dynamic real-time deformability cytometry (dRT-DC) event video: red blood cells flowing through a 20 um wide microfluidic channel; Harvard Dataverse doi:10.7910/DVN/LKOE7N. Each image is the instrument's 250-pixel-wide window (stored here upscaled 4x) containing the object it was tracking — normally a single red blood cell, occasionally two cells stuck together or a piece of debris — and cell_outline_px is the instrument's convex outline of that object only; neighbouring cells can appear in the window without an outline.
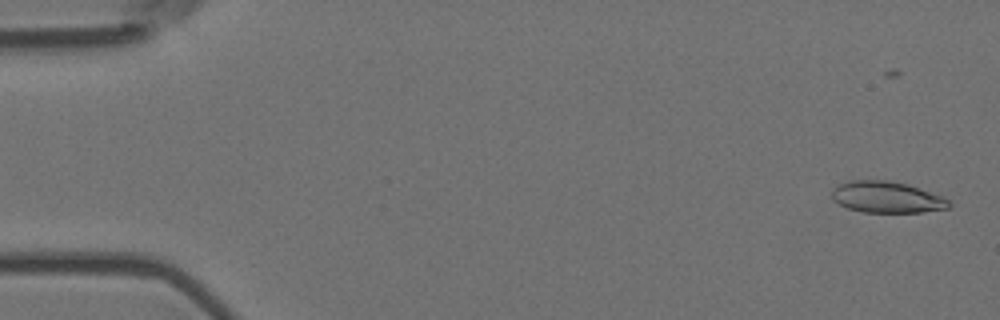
{"species": "Egyptian fruit bat (a non-hibernating species)", "species_latin": "Rousettus aegyptiacus", "temperature_condition": "room temperature", "stored_images_in_passage": 45, "camera_frame_rate_fps": 3000, "um_per_image_px": 0.085, "animal": {"sex": "female"}, "frame": {"image": 1, "passage_image": 3, "time_ms": 0.667, "image_size_px": [1000, 320], "cell_outline_px": [[952, 204], [948, 208], [920, 212], [864, 212], [848, 208], [832, 200], [832, 188], [836, 184], [848, 180], [888, 180], [908, 184], [944, 196]], "centroid_in_image_um": [75.36, 16.74], "position_along_channel_um": 9.6, "area_um2": 21.62}}
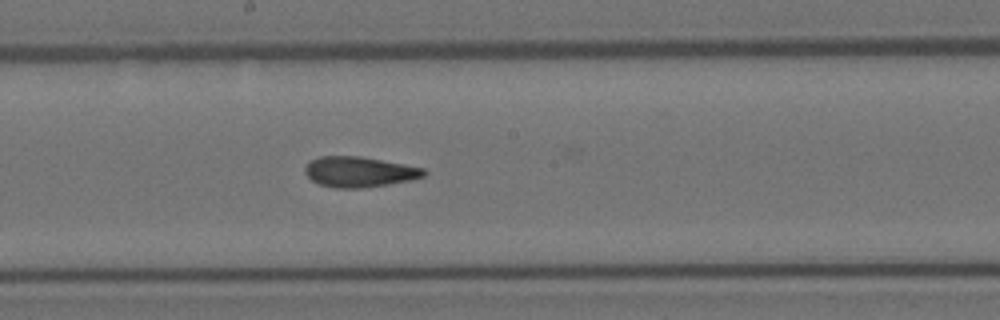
{"frame": {"image": 2, "passage_image": 31, "time_ms": 10.0, "image_size_px": [1000, 320], "cell_outline_px": [[428, 172], [424, 176], [412, 180], [388, 184], [360, 188], [336, 188], [320, 184], [312, 180], [304, 172], [304, 168], [312, 160], [320, 156], [360, 156], [404, 164], [424, 168]], "centroid_in_image_um": [30.56, 14.61], "position_along_channel_um": 217.6, "area_um2": 20.98}}
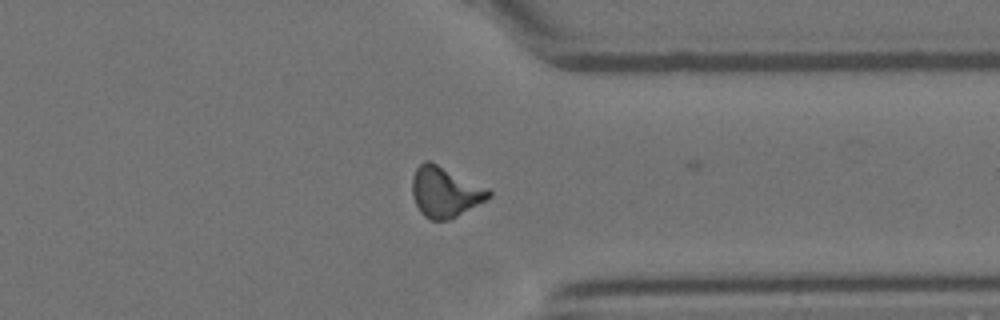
{"frame": {"image": 3, "passage_image": 44, "time_ms": 14.333, "image_size_px": [1000, 320], "cell_outline_px": [[492, 196], [456, 216], [448, 220], [432, 220], [424, 216], [420, 212], [412, 196], [412, 176], [416, 168], [424, 160], [428, 160], [488, 188], [492, 192]], "centroid_in_image_um": [37.8, 16.31], "position_along_channel_um": 373.6, "area_um2": 22.2}, "authors_computed_cell_mechanics": {"area_um2": 21.3282, "velocity_mm_per_s": 3.6765, "shape_relaxation_time_tau1_ms": null, "shape_relaxation_time_tau2_ms": 3.5099, "deformation_change_tau1": null, "deformation_change_tau2": 0.1057}}